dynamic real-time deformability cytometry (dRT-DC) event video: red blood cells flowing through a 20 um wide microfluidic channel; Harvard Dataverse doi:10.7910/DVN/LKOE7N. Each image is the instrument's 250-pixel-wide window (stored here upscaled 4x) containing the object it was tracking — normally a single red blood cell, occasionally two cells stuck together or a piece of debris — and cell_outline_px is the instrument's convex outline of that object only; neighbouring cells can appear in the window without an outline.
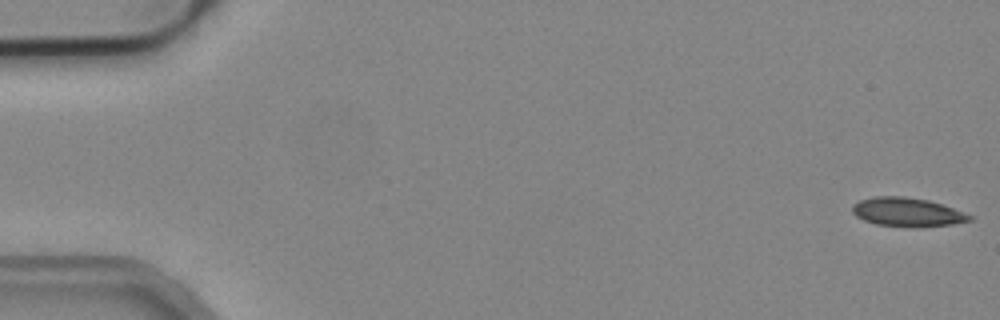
{"species": "common noctule bat (a hibernating species)", "species_latin": "Nyctalus noctula", "temperature_condition": "cold", "stored_images_in_passage": 18, "camera_frame_rate_fps": 3000, "um_per_image_px": 0.085, "animal": {"sex": "male", "body_mass_g": 19.2, "forearm_length_mm": 51.8}, "frame": {"image": 1, "passage_image": 1, "time_ms": 0.0, "image_size_px": [1000, 320], "cell_outline_px": [[972, 220], [952, 224], [916, 228], [912, 228], [876, 224], [864, 220], [856, 216], [852, 212], [852, 204], [860, 200], [872, 196], [904, 196], [928, 200], [952, 208], [972, 216]], "centroid_in_image_um": [77.07, 18.03], "position_along_channel_um": 7.9, "area_um2": 19.77}}
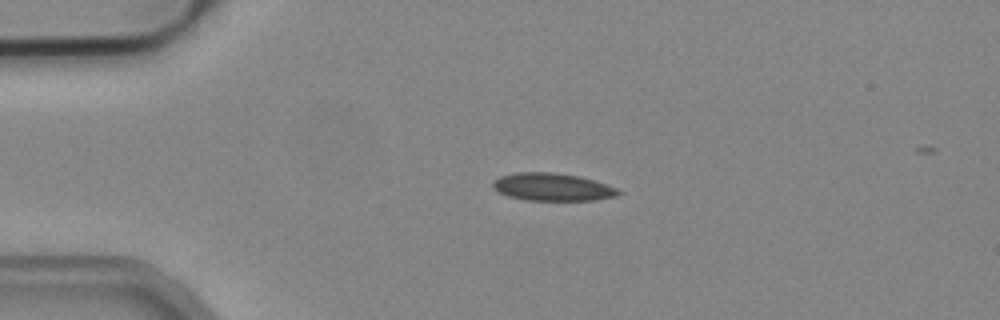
{"frame": {"image": 2, "passage_image": 12, "time_ms": 3.667, "image_size_px": [1000, 320], "cell_outline_px": [[624, 192], [616, 196], [596, 200], [524, 200], [508, 196], [492, 188], [492, 180], [500, 176], [512, 172], [556, 172], [580, 176], [596, 180], [616, 188]], "centroid_in_image_um": [46.95, 15.88], "position_along_channel_um": 38.1, "area_um2": 20.58}}